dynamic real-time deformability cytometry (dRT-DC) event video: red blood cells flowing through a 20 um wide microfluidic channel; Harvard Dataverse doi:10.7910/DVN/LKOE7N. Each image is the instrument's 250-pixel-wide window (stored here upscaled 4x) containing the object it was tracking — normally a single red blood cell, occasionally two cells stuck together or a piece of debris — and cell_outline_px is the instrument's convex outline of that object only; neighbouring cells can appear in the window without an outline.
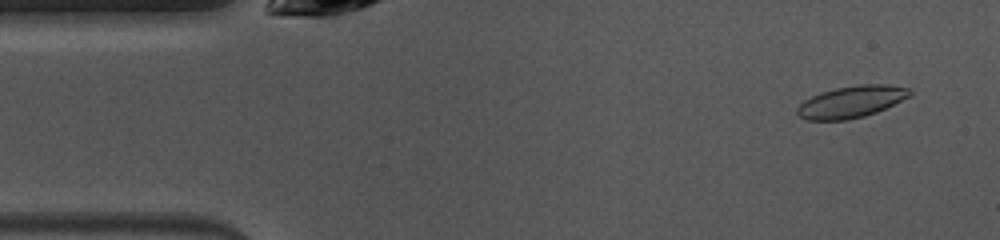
{"species": "common noctule bat (a hibernating species)", "species_latin": "Nyctalus noctula", "temperature_condition": "warm", "stored_images_in_passage": 48, "camera_frame_rate_fps": 3000, "um_per_image_px": 0.085, "animal": {"sex": "female", "body_mass_g": 10.0, "forearm_length_mm": 53.1}, "frame": {"image": 1, "passage_image": 3, "time_ms": 0.667, "image_size_px": [1000, 240], "cell_outline_px": [[912, 92], [908, 96], [876, 112], [864, 116], [848, 120], [808, 120], [800, 116], [796, 112], [796, 108], [804, 100], [820, 92], [836, 88], [860, 84], [888, 84], [912, 88]], "centroid_in_image_um": [72.35, 8.64], "position_along_channel_um": 12.7, "area_um2": 20.75}}
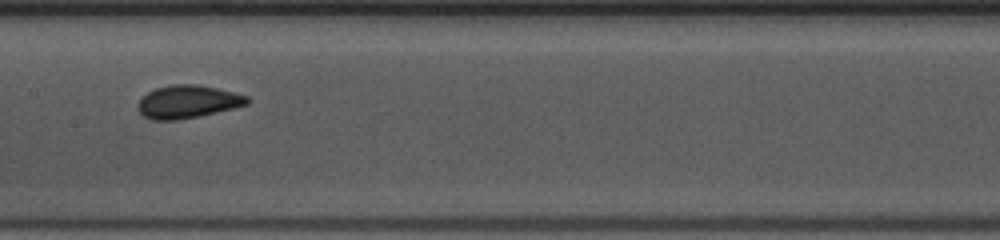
{"frame": {"image": 2, "passage_image": 22, "time_ms": 7.0, "image_size_px": [1000, 240], "cell_outline_px": [[252, 100], [248, 104], [200, 116], [176, 120], [152, 120], [144, 116], [136, 108], [136, 104], [148, 92], [156, 88], [172, 84], [196, 84], [216, 88], [248, 96]], "centroid_in_image_um": [15.94, 8.65], "position_along_channel_um": 191.5, "area_um2": 20.92}}
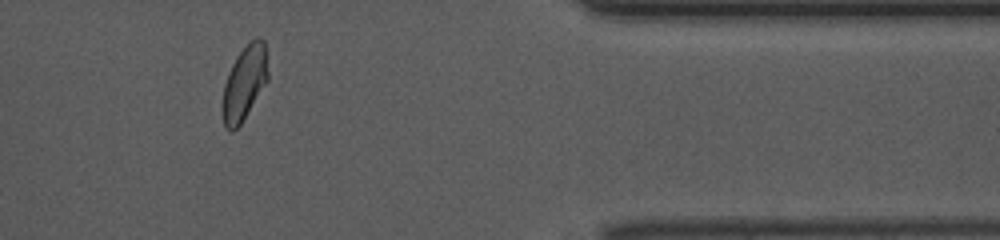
{"frame": {"image": 3, "passage_image": 39, "time_ms": 12.667, "image_size_px": [1000, 240], "cell_outline_px": [[268, 80], [240, 124], [232, 132], [228, 132], [224, 128], [224, 84], [228, 72], [236, 56], [256, 36], [260, 36], [264, 40], [268, 52]], "centroid_in_image_um": [20.82, 6.99], "position_along_channel_um": 390.6, "area_um2": 19.54}, "authors_computed_cell_mechanics": {"area_um2": 20.2878, "velocity_mm_per_s": 4.0281, "shape_relaxation_time_tau1_ms": 3.0231, "shape_relaxation_time_tau2_ms": 1.3454, "deformation_change_tau1": 0.0922, "deformation_change_tau2": 0.0309}}